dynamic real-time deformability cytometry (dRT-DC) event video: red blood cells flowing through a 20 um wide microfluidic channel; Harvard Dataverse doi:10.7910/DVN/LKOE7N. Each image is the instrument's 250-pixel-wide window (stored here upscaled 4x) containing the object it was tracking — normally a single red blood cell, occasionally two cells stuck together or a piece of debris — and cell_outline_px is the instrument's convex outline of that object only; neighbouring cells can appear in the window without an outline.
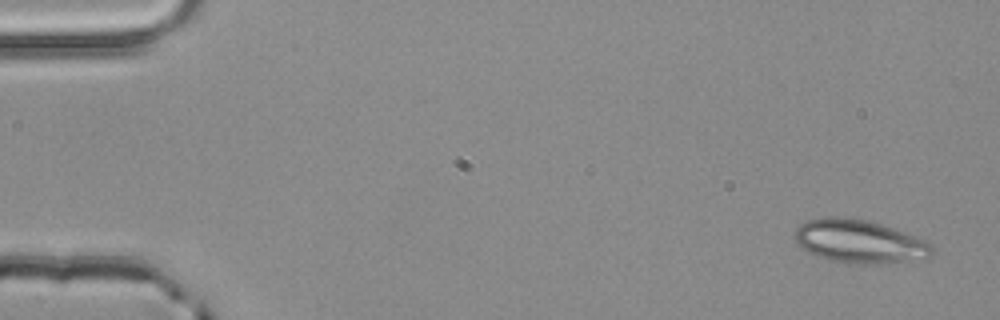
{"species": "common noctule bat (a hibernating species)", "species_latin": "Nyctalus noctula", "temperature_condition": "room temperature", "stored_images_in_passage": 3, "camera_frame_rate_fps": 3000, "um_per_image_px": 0.085, "animal": {"sex": "male", "body_mass_g": 20.4}, "frame": {"image": 1, "passage_image": 1, "time_ms": 0.0, "image_size_px": [1000, 320], "cell_outline_px": [[932, 252], [924, 260], [864, 264], [832, 260], [808, 252], [792, 236], [796, 228], [800, 224], [808, 220], [828, 216], [836, 216], [864, 220], [880, 224], [892, 228], [932, 244]], "centroid_in_image_um": [73.03, 20.52], "position_along_channel_um": 12.0, "area_um2": 33.93}}